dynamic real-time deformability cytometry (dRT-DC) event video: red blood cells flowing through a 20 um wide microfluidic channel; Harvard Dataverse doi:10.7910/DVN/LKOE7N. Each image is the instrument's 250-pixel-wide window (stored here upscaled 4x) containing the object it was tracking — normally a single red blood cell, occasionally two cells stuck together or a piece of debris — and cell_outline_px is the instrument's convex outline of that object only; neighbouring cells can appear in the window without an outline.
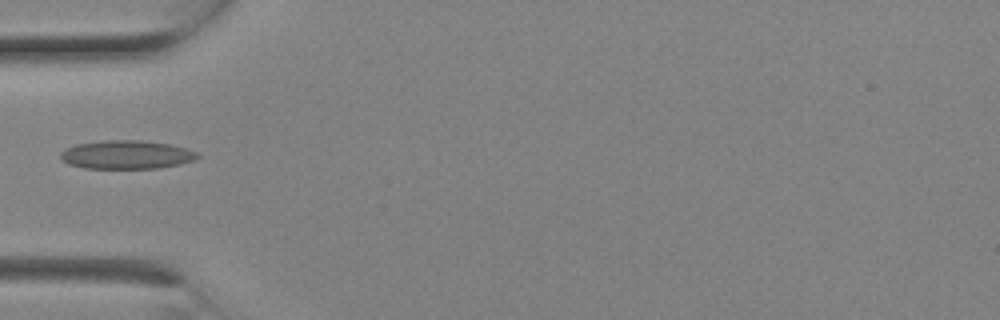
{"species": "Egyptian fruit bat (a non-hibernating species)", "species_latin": "Rousettus aegyptiacus", "temperature_condition": "room temperature", "stored_images_in_passage": 3, "camera_frame_rate_fps": 3000, "um_per_image_px": 0.085, "animal": {"sex": "female"}, "frame": {"image": 1, "passage_image": 3, "time_ms": 0.667, "image_size_px": [1000, 320], "cell_outline_px": [[200, 156], [192, 160], [180, 164], [156, 168], [84, 168], [68, 164], [60, 156], [60, 152], [76, 144], [104, 140], [140, 140], [168, 144], [184, 148], [196, 152]], "centroid_in_image_um": [10.73, 13.15], "position_along_channel_um": 74.3, "area_um2": 22.48}}